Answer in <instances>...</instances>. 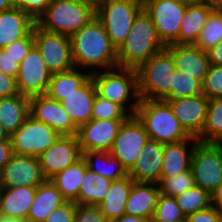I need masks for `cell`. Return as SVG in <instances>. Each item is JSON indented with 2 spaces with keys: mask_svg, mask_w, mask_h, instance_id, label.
I'll return each instance as SVG.
<instances>
[{
  "mask_svg": "<svg viewBox=\"0 0 222 222\" xmlns=\"http://www.w3.org/2000/svg\"><path fill=\"white\" fill-rule=\"evenodd\" d=\"M70 40L75 68L93 73L118 67L117 50L96 17L73 33Z\"/></svg>",
  "mask_w": 222,
  "mask_h": 222,
  "instance_id": "1",
  "label": "cell"
},
{
  "mask_svg": "<svg viewBox=\"0 0 222 222\" xmlns=\"http://www.w3.org/2000/svg\"><path fill=\"white\" fill-rule=\"evenodd\" d=\"M164 48L150 15L143 8L135 17L125 42L117 50L118 67L137 69Z\"/></svg>",
  "mask_w": 222,
  "mask_h": 222,
  "instance_id": "2",
  "label": "cell"
},
{
  "mask_svg": "<svg viewBox=\"0 0 222 222\" xmlns=\"http://www.w3.org/2000/svg\"><path fill=\"white\" fill-rule=\"evenodd\" d=\"M135 116L143 124L151 140L170 144L191 137L164 100L140 99Z\"/></svg>",
  "mask_w": 222,
  "mask_h": 222,
  "instance_id": "3",
  "label": "cell"
},
{
  "mask_svg": "<svg viewBox=\"0 0 222 222\" xmlns=\"http://www.w3.org/2000/svg\"><path fill=\"white\" fill-rule=\"evenodd\" d=\"M96 93L134 116L139 105L137 72L133 68L116 67L91 73Z\"/></svg>",
  "mask_w": 222,
  "mask_h": 222,
  "instance_id": "4",
  "label": "cell"
},
{
  "mask_svg": "<svg viewBox=\"0 0 222 222\" xmlns=\"http://www.w3.org/2000/svg\"><path fill=\"white\" fill-rule=\"evenodd\" d=\"M176 68L171 53L164 48L137 69L140 99H171V84Z\"/></svg>",
  "mask_w": 222,
  "mask_h": 222,
  "instance_id": "5",
  "label": "cell"
},
{
  "mask_svg": "<svg viewBox=\"0 0 222 222\" xmlns=\"http://www.w3.org/2000/svg\"><path fill=\"white\" fill-rule=\"evenodd\" d=\"M95 16V10L78 0H52L36 24L45 31L70 37Z\"/></svg>",
  "mask_w": 222,
  "mask_h": 222,
  "instance_id": "6",
  "label": "cell"
},
{
  "mask_svg": "<svg viewBox=\"0 0 222 222\" xmlns=\"http://www.w3.org/2000/svg\"><path fill=\"white\" fill-rule=\"evenodd\" d=\"M143 9V0H106L97 10L112 46L118 50L125 42L135 17Z\"/></svg>",
  "mask_w": 222,
  "mask_h": 222,
  "instance_id": "7",
  "label": "cell"
},
{
  "mask_svg": "<svg viewBox=\"0 0 222 222\" xmlns=\"http://www.w3.org/2000/svg\"><path fill=\"white\" fill-rule=\"evenodd\" d=\"M188 4L183 0H143V8L150 15L164 46L178 39Z\"/></svg>",
  "mask_w": 222,
  "mask_h": 222,
  "instance_id": "8",
  "label": "cell"
},
{
  "mask_svg": "<svg viewBox=\"0 0 222 222\" xmlns=\"http://www.w3.org/2000/svg\"><path fill=\"white\" fill-rule=\"evenodd\" d=\"M61 135L48 124L29 115L24 123L10 136L16 155L39 157Z\"/></svg>",
  "mask_w": 222,
  "mask_h": 222,
  "instance_id": "9",
  "label": "cell"
},
{
  "mask_svg": "<svg viewBox=\"0 0 222 222\" xmlns=\"http://www.w3.org/2000/svg\"><path fill=\"white\" fill-rule=\"evenodd\" d=\"M191 171L196 185L212 194L222 183V144L199 142L193 152Z\"/></svg>",
  "mask_w": 222,
  "mask_h": 222,
  "instance_id": "10",
  "label": "cell"
},
{
  "mask_svg": "<svg viewBox=\"0 0 222 222\" xmlns=\"http://www.w3.org/2000/svg\"><path fill=\"white\" fill-rule=\"evenodd\" d=\"M33 34L35 45L52 74L66 72L75 67L69 36L45 31L37 24L33 27Z\"/></svg>",
  "mask_w": 222,
  "mask_h": 222,
  "instance_id": "11",
  "label": "cell"
},
{
  "mask_svg": "<svg viewBox=\"0 0 222 222\" xmlns=\"http://www.w3.org/2000/svg\"><path fill=\"white\" fill-rule=\"evenodd\" d=\"M149 139V135L138 118L135 115L129 116L121 125L109 153L118 158L129 172Z\"/></svg>",
  "mask_w": 222,
  "mask_h": 222,
  "instance_id": "12",
  "label": "cell"
},
{
  "mask_svg": "<svg viewBox=\"0 0 222 222\" xmlns=\"http://www.w3.org/2000/svg\"><path fill=\"white\" fill-rule=\"evenodd\" d=\"M51 76L40 50L34 45L19 63L16 78L18 91L27 97L46 94Z\"/></svg>",
  "mask_w": 222,
  "mask_h": 222,
  "instance_id": "13",
  "label": "cell"
},
{
  "mask_svg": "<svg viewBox=\"0 0 222 222\" xmlns=\"http://www.w3.org/2000/svg\"><path fill=\"white\" fill-rule=\"evenodd\" d=\"M45 177L39 158L14 154L0 174L1 188L38 187Z\"/></svg>",
  "mask_w": 222,
  "mask_h": 222,
  "instance_id": "14",
  "label": "cell"
},
{
  "mask_svg": "<svg viewBox=\"0 0 222 222\" xmlns=\"http://www.w3.org/2000/svg\"><path fill=\"white\" fill-rule=\"evenodd\" d=\"M29 115L37 121L48 124L60 135L75 136L77 134L78 128L63 109L61 102L47 94L30 97Z\"/></svg>",
  "mask_w": 222,
  "mask_h": 222,
  "instance_id": "15",
  "label": "cell"
},
{
  "mask_svg": "<svg viewBox=\"0 0 222 222\" xmlns=\"http://www.w3.org/2000/svg\"><path fill=\"white\" fill-rule=\"evenodd\" d=\"M38 158L45 177L51 179L58 172L74 165L82 158L76 135H61Z\"/></svg>",
  "mask_w": 222,
  "mask_h": 222,
  "instance_id": "16",
  "label": "cell"
},
{
  "mask_svg": "<svg viewBox=\"0 0 222 222\" xmlns=\"http://www.w3.org/2000/svg\"><path fill=\"white\" fill-rule=\"evenodd\" d=\"M126 119H91L78 128L76 137L81 152L109 151L115 141L118 131Z\"/></svg>",
  "mask_w": 222,
  "mask_h": 222,
  "instance_id": "17",
  "label": "cell"
},
{
  "mask_svg": "<svg viewBox=\"0 0 222 222\" xmlns=\"http://www.w3.org/2000/svg\"><path fill=\"white\" fill-rule=\"evenodd\" d=\"M171 107L185 131L192 137H198L205 125L209 99L203 94L193 97L165 100Z\"/></svg>",
  "mask_w": 222,
  "mask_h": 222,
  "instance_id": "18",
  "label": "cell"
},
{
  "mask_svg": "<svg viewBox=\"0 0 222 222\" xmlns=\"http://www.w3.org/2000/svg\"><path fill=\"white\" fill-rule=\"evenodd\" d=\"M165 48L171 53L177 71L200 82L206 77L210 67L208 52L194 45L171 44Z\"/></svg>",
  "mask_w": 222,
  "mask_h": 222,
  "instance_id": "19",
  "label": "cell"
},
{
  "mask_svg": "<svg viewBox=\"0 0 222 222\" xmlns=\"http://www.w3.org/2000/svg\"><path fill=\"white\" fill-rule=\"evenodd\" d=\"M163 150V143L149 139L128 175L135 182L158 183L163 165Z\"/></svg>",
  "mask_w": 222,
  "mask_h": 222,
  "instance_id": "20",
  "label": "cell"
},
{
  "mask_svg": "<svg viewBox=\"0 0 222 222\" xmlns=\"http://www.w3.org/2000/svg\"><path fill=\"white\" fill-rule=\"evenodd\" d=\"M95 95L96 88L90 77L74 93L65 96V98L60 101L63 109L66 110L77 128L87 124L92 119Z\"/></svg>",
  "mask_w": 222,
  "mask_h": 222,
  "instance_id": "21",
  "label": "cell"
},
{
  "mask_svg": "<svg viewBox=\"0 0 222 222\" xmlns=\"http://www.w3.org/2000/svg\"><path fill=\"white\" fill-rule=\"evenodd\" d=\"M199 140L190 137L178 143L164 144L160 178L172 177L191 169L193 152Z\"/></svg>",
  "mask_w": 222,
  "mask_h": 222,
  "instance_id": "22",
  "label": "cell"
},
{
  "mask_svg": "<svg viewBox=\"0 0 222 222\" xmlns=\"http://www.w3.org/2000/svg\"><path fill=\"white\" fill-rule=\"evenodd\" d=\"M159 194L158 183L134 182L125 204V214L151 221Z\"/></svg>",
  "mask_w": 222,
  "mask_h": 222,
  "instance_id": "23",
  "label": "cell"
},
{
  "mask_svg": "<svg viewBox=\"0 0 222 222\" xmlns=\"http://www.w3.org/2000/svg\"><path fill=\"white\" fill-rule=\"evenodd\" d=\"M36 21L17 6L0 12V49L26 37Z\"/></svg>",
  "mask_w": 222,
  "mask_h": 222,
  "instance_id": "24",
  "label": "cell"
},
{
  "mask_svg": "<svg viewBox=\"0 0 222 222\" xmlns=\"http://www.w3.org/2000/svg\"><path fill=\"white\" fill-rule=\"evenodd\" d=\"M37 187L2 188L0 192V215L26 222L33 204Z\"/></svg>",
  "mask_w": 222,
  "mask_h": 222,
  "instance_id": "25",
  "label": "cell"
},
{
  "mask_svg": "<svg viewBox=\"0 0 222 222\" xmlns=\"http://www.w3.org/2000/svg\"><path fill=\"white\" fill-rule=\"evenodd\" d=\"M66 201L56 185L50 179H47L37 187L26 221L44 222L54 209Z\"/></svg>",
  "mask_w": 222,
  "mask_h": 222,
  "instance_id": "26",
  "label": "cell"
},
{
  "mask_svg": "<svg viewBox=\"0 0 222 222\" xmlns=\"http://www.w3.org/2000/svg\"><path fill=\"white\" fill-rule=\"evenodd\" d=\"M211 12L205 5L188 4L182 19L179 37L173 44L194 45Z\"/></svg>",
  "mask_w": 222,
  "mask_h": 222,
  "instance_id": "27",
  "label": "cell"
},
{
  "mask_svg": "<svg viewBox=\"0 0 222 222\" xmlns=\"http://www.w3.org/2000/svg\"><path fill=\"white\" fill-rule=\"evenodd\" d=\"M30 97L17 94L0 99V123L11 136L29 116Z\"/></svg>",
  "mask_w": 222,
  "mask_h": 222,
  "instance_id": "28",
  "label": "cell"
},
{
  "mask_svg": "<svg viewBox=\"0 0 222 222\" xmlns=\"http://www.w3.org/2000/svg\"><path fill=\"white\" fill-rule=\"evenodd\" d=\"M135 181L128 175L123 179L112 181L108 193L99 206L109 222L125 214V204Z\"/></svg>",
  "mask_w": 222,
  "mask_h": 222,
  "instance_id": "29",
  "label": "cell"
},
{
  "mask_svg": "<svg viewBox=\"0 0 222 222\" xmlns=\"http://www.w3.org/2000/svg\"><path fill=\"white\" fill-rule=\"evenodd\" d=\"M82 159L89 170L112 181L128 176V171L120 160L111 155L109 151H85L82 153Z\"/></svg>",
  "mask_w": 222,
  "mask_h": 222,
  "instance_id": "30",
  "label": "cell"
},
{
  "mask_svg": "<svg viewBox=\"0 0 222 222\" xmlns=\"http://www.w3.org/2000/svg\"><path fill=\"white\" fill-rule=\"evenodd\" d=\"M90 77L89 71L75 67L66 72L54 73L51 76L46 94L60 102L65 96L74 93Z\"/></svg>",
  "mask_w": 222,
  "mask_h": 222,
  "instance_id": "31",
  "label": "cell"
},
{
  "mask_svg": "<svg viewBox=\"0 0 222 222\" xmlns=\"http://www.w3.org/2000/svg\"><path fill=\"white\" fill-rule=\"evenodd\" d=\"M111 183L112 180L86 168L78 198L74 202L83 205H100L108 193Z\"/></svg>",
  "mask_w": 222,
  "mask_h": 222,
  "instance_id": "32",
  "label": "cell"
},
{
  "mask_svg": "<svg viewBox=\"0 0 222 222\" xmlns=\"http://www.w3.org/2000/svg\"><path fill=\"white\" fill-rule=\"evenodd\" d=\"M86 168V163L81 158L74 165L58 172L50 179L67 201H75L78 198Z\"/></svg>",
  "mask_w": 222,
  "mask_h": 222,
  "instance_id": "33",
  "label": "cell"
},
{
  "mask_svg": "<svg viewBox=\"0 0 222 222\" xmlns=\"http://www.w3.org/2000/svg\"><path fill=\"white\" fill-rule=\"evenodd\" d=\"M197 139L201 143L222 144V97L209 99L206 122Z\"/></svg>",
  "mask_w": 222,
  "mask_h": 222,
  "instance_id": "34",
  "label": "cell"
},
{
  "mask_svg": "<svg viewBox=\"0 0 222 222\" xmlns=\"http://www.w3.org/2000/svg\"><path fill=\"white\" fill-rule=\"evenodd\" d=\"M175 199L185 217L212 205V195L197 185L177 195Z\"/></svg>",
  "mask_w": 222,
  "mask_h": 222,
  "instance_id": "35",
  "label": "cell"
},
{
  "mask_svg": "<svg viewBox=\"0 0 222 222\" xmlns=\"http://www.w3.org/2000/svg\"><path fill=\"white\" fill-rule=\"evenodd\" d=\"M222 41V19L212 11L207 19L205 26L200 31L199 37L194 46L208 52L215 45Z\"/></svg>",
  "mask_w": 222,
  "mask_h": 222,
  "instance_id": "36",
  "label": "cell"
},
{
  "mask_svg": "<svg viewBox=\"0 0 222 222\" xmlns=\"http://www.w3.org/2000/svg\"><path fill=\"white\" fill-rule=\"evenodd\" d=\"M196 185L191 169L172 177L160 178L158 182L161 194L176 197Z\"/></svg>",
  "mask_w": 222,
  "mask_h": 222,
  "instance_id": "37",
  "label": "cell"
},
{
  "mask_svg": "<svg viewBox=\"0 0 222 222\" xmlns=\"http://www.w3.org/2000/svg\"><path fill=\"white\" fill-rule=\"evenodd\" d=\"M175 197L159 194L156 209L150 222H173L184 218Z\"/></svg>",
  "mask_w": 222,
  "mask_h": 222,
  "instance_id": "38",
  "label": "cell"
},
{
  "mask_svg": "<svg viewBox=\"0 0 222 222\" xmlns=\"http://www.w3.org/2000/svg\"><path fill=\"white\" fill-rule=\"evenodd\" d=\"M200 84L201 82L198 79L176 70L171 84V99L193 97L202 94Z\"/></svg>",
  "mask_w": 222,
  "mask_h": 222,
  "instance_id": "39",
  "label": "cell"
},
{
  "mask_svg": "<svg viewBox=\"0 0 222 222\" xmlns=\"http://www.w3.org/2000/svg\"><path fill=\"white\" fill-rule=\"evenodd\" d=\"M130 115L118 104L99 96L94 98L92 119H127Z\"/></svg>",
  "mask_w": 222,
  "mask_h": 222,
  "instance_id": "40",
  "label": "cell"
},
{
  "mask_svg": "<svg viewBox=\"0 0 222 222\" xmlns=\"http://www.w3.org/2000/svg\"><path fill=\"white\" fill-rule=\"evenodd\" d=\"M200 85L202 94L208 99L222 97V66L210 64Z\"/></svg>",
  "mask_w": 222,
  "mask_h": 222,
  "instance_id": "41",
  "label": "cell"
},
{
  "mask_svg": "<svg viewBox=\"0 0 222 222\" xmlns=\"http://www.w3.org/2000/svg\"><path fill=\"white\" fill-rule=\"evenodd\" d=\"M34 45L35 41L32 30L26 37L10 43L3 49L20 63Z\"/></svg>",
  "mask_w": 222,
  "mask_h": 222,
  "instance_id": "42",
  "label": "cell"
},
{
  "mask_svg": "<svg viewBox=\"0 0 222 222\" xmlns=\"http://www.w3.org/2000/svg\"><path fill=\"white\" fill-rule=\"evenodd\" d=\"M52 0H14V6L22 9L27 13L34 21L38 19L46 12L47 6Z\"/></svg>",
  "mask_w": 222,
  "mask_h": 222,
  "instance_id": "43",
  "label": "cell"
},
{
  "mask_svg": "<svg viewBox=\"0 0 222 222\" xmlns=\"http://www.w3.org/2000/svg\"><path fill=\"white\" fill-rule=\"evenodd\" d=\"M75 222H109L99 206L76 204Z\"/></svg>",
  "mask_w": 222,
  "mask_h": 222,
  "instance_id": "44",
  "label": "cell"
},
{
  "mask_svg": "<svg viewBox=\"0 0 222 222\" xmlns=\"http://www.w3.org/2000/svg\"><path fill=\"white\" fill-rule=\"evenodd\" d=\"M76 203L66 201L54 209L44 222H75Z\"/></svg>",
  "mask_w": 222,
  "mask_h": 222,
  "instance_id": "45",
  "label": "cell"
},
{
  "mask_svg": "<svg viewBox=\"0 0 222 222\" xmlns=\"http://www.w3.org/2000/svg\"><path fill=\"white\" fill-rule=\"evenodd\" d=\"M19 62L8 54L4 49H0V71L5 75L17 78Z\"/></svg>",
  "mask_w": 222,
  "mask_h": 222,
  "instance_id": "46",
  "label": "cell"
},
{
  "mask_svg": "<svg viewBox=\"0 0 222 222\" xmlns=\"http://www.w3.org/2000/svg\"><path fill=\"white\" fill-rule=\"evenodd\" d=\"M19 94L16 78L5 75L0 71V99Z\"/></svg>",
  "mask_w": 222,
  "mask_h": 222,
  "instance_id": "47",
  "label": "cell"
},
{
  "mask_svg": "<svg viewBox=\"0 0 222 222\" xmlns=\"http://www.w3.org/2000/svg\"><path fill=\"white\" fill-rule=\"evenodd\" d=\"M189 222H218L217 207H210L197 211L196 213L187 216Z\"/></svg>",
  "mask_w": 222,
  "mask_h": 222,
  "instance_id": "48",
  "label": "cell"
},
{
  "mask_svg": "<svg viewBox=\"0 0 222 222\" xmlns=\"http://www.w3.org/2000/svg\"><path fill=\"white\" fill-rule=\"evenodd\" d=\"M14 155L11 139L0 142V174Z\"/></svg>",
  "mask_w": 222,
  "mask_h": 222,
  "instance_id": "49",
  "label": "cell"
},
{
  "mask_svg": "<svg viewBox=\"0 0 222 222\" xmlns=\"http://www.w3.org/2000/svg\"><path fill=\"white\" fill-rule=\"evenodd\" d=\"M208 56L210 64L222 66V41L208 51Z\"/></svg>",
  "mask_w": 222,
  "mask_h": 222,
  "instance_id": "50",
  "label": "cell"
},
{
  "mask_svg": "<svg viewBox=\"0 0 222 222\" xmlns=\"http://www.w3.org/2000/svg\"><path fill=\"white\" fill-rule=\"evenodd\" d=\"M211 195L212 205L215 207H222V183Z\"/></svg>",
  "mask_w": 222,
  "mask_h": 222,
  "instance_id": "51",
  "label": "cell"
},
{
  "mask_svg": "<svg viewBox=\"0 0 222 222\" xmlns=\"http://www.w3.org/2000/svg\"><path fill=\"white\" fill-rule=\"evenodd\" d=\"M112 222H150V221L138 216L124 214L120 218H117Z\"/></svg>",
  "mask_w": 222,
  "mask_h": 222,
  "instance_id": "52",
  "label": "cell"
},
{
  "mask_svg": "<svg viewBox=\"0 0 222 222\" xmlns=\"http://www.w3.org/2000/svg\"><path fill=\"white\" fill-rule=\"evenodd\" d=\"M199 4L205 5L211 11H215L222 5V0H200Z\"/></svg>",
  "mask_w": 222,
  "mask_h": 222,
  "instance_id": "53",
  "label": "cell"
},
{
  "mask_svg": "<svg viewBox=\"0 0 222 222\" xmlns=\"http://www.w3.org/2000/svg\"><path fill=\"white\" fill-rule=\"evenodd\" d=\"M81 3L88 5L93 10H97L106 0H78Z\"/></svg>",
  "mask_w": 222,
  "mask_h": 222,
  "instance_id": "54",
  "label": "cell"
},
{
  "mask_svg": "<svg viewBox=\"0 0 222 222\" xmlns=\"http://www.w3.org/2000/svg\"><path fill=\"white\" fill-rule=\"evenodd\" d=\"M14 6V0H0V12L10 9Z\"/></svg>",
  "mask_w": 222,
  "mask_h": 222,
  "instance_id": "55",
  "label": "cell"
},
{
  "mask_svg": "<svg viewBox=\"0 0 222 222\" xmlns=\"http://www.w3.org/2000/svg\"><path fill=\"white\" fill-rule=\"evenodd\" d=\"M10 139V135L7 133L5 128L0 123V142Z\"/></svg>",
  "mask_w": 222,
  "mask_h": 222,
  "instance_id": "56",
  "label": "cell"
},
{
  "mask_svg": "<svg viewBox=\"0 0 222 222\" xmlns=\"http://www.w3.org/2000/svg\"><path fill=\"white\" fill-rule=\"evenodd\" d=\"M0 222H24V221L0 215Z\"/></svg>",
  "mask_w": 222,
  "mask_h": 222,
  "instance_id": "57",
  "label": "cell"
},
{
  "mask_svg": "<svg viewBox=\"0 0 222 222\" xmlns=\"http://www.w3.org/2000/svg\"><path fill=\"white\" fill-rule=\"evenodd\" d=\"M217 219L218 222H222V207H217Z\"/></svg>",
  "mask_w": 222,
  "mask_h": 222,
  "instance_id": "58",
  "label": "cell"
},
{
  "mask_svg": "<svg viewBox=\"0 0 222 222\" xmlns=\"http://www.w3.org/2000/svg\"><path fill=\"white\" fill-rule=\"evenodd\" d=\"M215 11L220 16V18L222 19V5Z\"/></svg>",
  "mask_w": 222,
  "mask_h": 222,
  "instance_id": "59",
  "label": "cell"
},
{
  "mask_svg": "<svg viewBox=\"0 0 222 222\" xmlns=\"http://www.w3.org/2000/svg\"><path fill=\"white\" fill-rule=\"evenodd\" d=\"M186 3L192 4V3H199L200 0H183Z\"/></svg>",
  "mask_w": 222,
  "mask_h": 222,
  "instance_id": "60",
  "label": "cell"
},
{
  "mask_svg": "<svg viewBox=\"0 0 222 222\" xmlns=\"http://www.w3.org/2000/svg\"><path fill=\"white\" fill-rule=\"evenodd\" d=\"M173 222H189L188 218L187 217H184L180 220H177V221H173Z\"/></svg>",
  "mask_w": 222,
  "mask_h": 222,
  "instance_id": "61",
  "label": "cell"
}]
</instances>
